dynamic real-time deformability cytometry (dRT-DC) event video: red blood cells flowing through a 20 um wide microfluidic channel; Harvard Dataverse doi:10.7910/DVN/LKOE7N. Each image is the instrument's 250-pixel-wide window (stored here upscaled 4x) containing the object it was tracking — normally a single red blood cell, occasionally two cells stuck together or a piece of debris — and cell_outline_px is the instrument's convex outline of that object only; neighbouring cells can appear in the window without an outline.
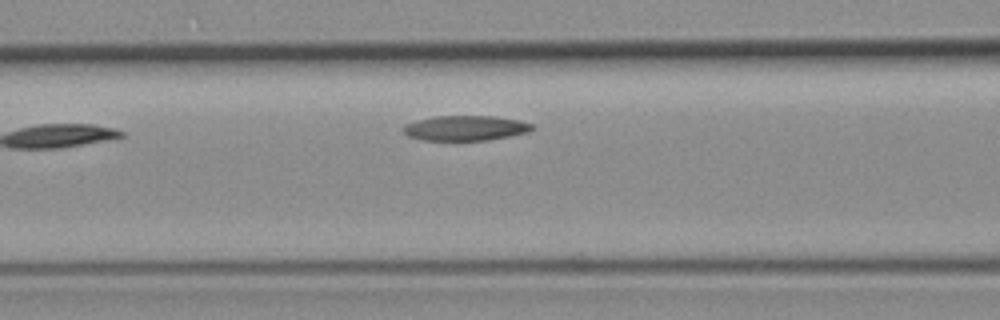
{"species": "common noctule bat (a hibernating species)", "species_latin": "Nyctalus noctula", "temperature_condition": "room temperature", "stored_images_in_passage": 3, "camera_frame_rate_fps": 3000, "um_per_image_px": 0.085, "animal": {"sex": "female", "body_mass_g": 19.3, "forearm_length_mm": 54.1}, "frame": {"image": 1, "passage_image": 3, "time_ms": 2.667, "image_size_px": [1000, 320], "cell_outline_px": [[536, 128], [528, 132], [488, 140], [420, 140], [408, 136], [404, 132], [404, 124], [436, 116], [496, 116], [520, 120], [532, 124]], "centroid_in_image_um": [39.6, 10.88], "position_along_channel_um": 127.0, "area_um2": 18.73}}